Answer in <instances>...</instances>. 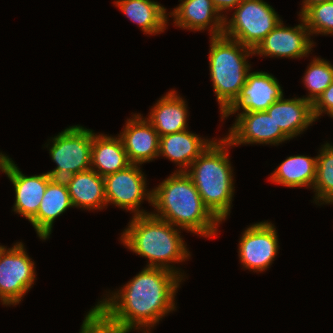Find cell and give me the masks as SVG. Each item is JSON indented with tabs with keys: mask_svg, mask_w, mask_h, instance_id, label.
Returning a JSON list of instances; mask_svg holds the SVG:
<instances>
[{
	"mask_svg": "<svg viewBox=\"0 0 333 333\" xmlns=\"http://www.w3.org/2000/svg\"><path fill=\"white\" fill-rule=\"evenodd\" d=\"M294 28L283 27L280 22L253 50L254 54L275 57L301 58L307 56L313 47L309 29L303 18Z\"/></svg>",
	"mask_w": 333,
	"mask_h": 333,
	"instance_id": "13",
	"label": "cell"
},
{
	"mask_svg": "<svg viewBox=\"0 0 333 333\" xmlns=\"http://www.w3.org/2000/svg\"><path fill=\"white\" fill-rule=\"evenodd\" d=\"M306 71L303 80L310 93L305 99L314 103L333 82V65L323 59L314 58Z\"/></svg>",
	"mask_w": 333,
	"mask_h": 333,
	"instance_id": "26",
	"label": "cell"
},
{
	"mask_svg": "<svg viewBox=\"0 0 333 333\" xmlns=\"http://www.w3.org/2000/svg\"><path fill=\"white\" fill-rule=\"evenodd\" d=\"M213 142L201 139L198 135L184 130L171 133L159 138L158 155L165 156L170 161L179 164L178 172H186V167L191 164L209 147ZM184 167L183 169L181 167Z\"/></svg>",
	"mask_w": 333,
	"mask_h": 333,
	"instance_id": "18",
	"label": "cell"
},
{
	"mask_svg": "<svg viewBox=\"0 0 333 333\" xmlns=\"http://www.w3.org/2000/svg\"><path fill=\"white\" fill-rule=\"evenodd\" d=\"M176 91H170L152 108L147 121L155 128L159 137L186 130L187 106Z\"/></svg>",
	"mask_w": 333,
	"mask_h": 333,
	"instance_id": "21",
	"label": "cell"
},
{
	"mask_svg": "<svg viewBox=\"0 0 333 333\" xmlns=\"http://www.w3.org/2000/svg\"><path fill=\"white\" fill-rule=\"evenodd\" d=\"M218 13L212 0H184L170 15H174L177 26L189 30H204L212 24L211 36H219L223 34L224 16Z\"/></svg>",
	"mask_w": 333,
	"mask_h": 333,
	"instance_id": "17",
	"label": "cell"
},
{
	"mask_svg": "<svg viewBox=\"0 0 333 333\" xmlns=\"http://www.w3.org/2000/svg\"><path fill=\"white\" fill-rule=\"evenodd\" d=\"M106 203L134 211V216L150 213L139 211L138 207L144 196L151 203V191L146 194V181L138 164H131L127 168L103 177Z\"/></svg>",
	"mask_w": 333,
	"mask_h": 333,
	"instance_id": "9",
	"label": "cell"
},
{
	"mask_svg": "<svg viewBox=\"0 0 333 333\" xmlns=\"http://www.w3.org/2000/svg\"><path fill=\"white\" fill-rule=\"evenodd\" d=\"M80 333H113V332L107 331L103 327H101L88 313L85 316V319L81 326Z\"/></svg>",
	"mask_w": 333,
	"mask_h": 333,
	"instance_id": "29",
	"label": "cell"
},
{
	"mask_svg": "<svg viewBox=\"0 0 333 333\" xmlns=\"http://www.w3.org/2000/svg\"><path fill=\"white\" fill-rule=\"evenodd\" d=\"M50 156L57 167L47 172L52 179H61L91 168L93 131L71 126L53 138Z\"/></svg>",
	"mask_w": 333,
	"mask_h": 333,
	"instance_id": "7",
	"label": "cell"
},
{
	"mask_svg": "<svg viewBox=\"0 0 333 333\" xmlns=\"http://www.w3.org/2000/svg\"><path fill=\"white\" fill-rule=\"evenodd\" d=\"M282 91L277 79L267 72L248 73L239 95L222 113V117L226 118L240 108L243 109L241 113L266 111L270 105L283 97Z\"/></svg>",
	"mask_w": 333,
	"mask_h": 333,
	"instance_id": "12",
	"label": "cell"
},
{
	"mask_svg": "<svg viewBox=\"0 0 333 333\" xmlns=\"http://www.w3.org/2000/svg\"><path fill=\"white\" fill-rule=\"evenodd\" d=\"M131 164L141 165L159 155V135L155 128L141 115L128 119L119 135Z\"/></svg>",
	"mask_w": 333,
	"mask_h": 333,
	"instance_id": "15",
	"label": "cell"
},
{
	"mask_svg": "<svg viewBox=\"0 0 333 333\" xmlns=\"http://www.w3.org/2000/svg\"><path fill=\"white\" fill-rule=\"evenodd\" d=\"M277 232L272 223L260 222L247 228L239 242V258L246 269L263 271L278 252Z\"/></svg>",
	"mask_w": 333,
	"mask_h": 333,
	"instance_id": "11",
	"label": "cell"
},
{
	"mask_svg": "<svg viewBox=\"0 0 333 333\" xmlns=\"http://www.w3.org/2000/svg\"><path fill=\"white\" fill-rule=\"evenodd\" d=\"M266 111L289 139L303 132L316 120L313 103L304 97L297 99L282 97L270 105Z\"/></svg>",
	"mask_w": 333,
	"mask_h": 333,
	"instance_id": "16",
	"label": "cell"
},
{
	"mask_svg": "<svg viewBox=\"0 0 333 333\" xmlns=\"http://www.w3.org/2000/svg\"><path fill=\"white\" fill-rule=\"evenodd\" d=\"M317 156H290L276 168L270 179L287 187H313L316 177Z\"/></svg>",
	"mask_w": 333,
	"mask_h": 333,
	"instance_id": "24",
	"label": "cell"
},
{
	"mask_svg": "<svg viewBox=\"0 0 333 333\" xmlns=\"http://www.w3.org/2000/svg\"><path fill=\"white\" fill-rule=\"evenodd\" d=\"M316 198L325 203H333V146L326 143L317 156L316 177L313 187Z\"/></svg>",
	"mask_w": 333,
	"mask_h": 333,
	"instance_id": "25",
	"label": "cell"
},
{
	"mask_svg": "<svg viewBox=\"0 0 333 333\" xmlns=\"http://www.w3.org/2000/svg\"><path fill=\"white\" fill-rule=\"evenodd\" d=\"M69 207L73 205L65 181L51 179L38 213L30 220L41 239L45 240L50 236L54 220Z\"/></svg>",
	"mask_w": 333,
	"mask_h": 333,
	"instance_id": "19",
	"label": "cell"
},
{
	"mask_svg": "<svg viewBox=\"0 0 333 333\" xmlns=\"http://www.w3.org/2000/svg\"><path fill=\"white\" fill-rule=\"evenodd\" d=\"M232 146L226 139L212 142L191 164L186 173L192 178L204 205L220 221L225 220L233 197V176L225 147Z\"/></svg>",
	"mask_w": 333,
	"mask_h": 333,
	"instance_id": "4",
	"label": "cell"
},
{
	"mask_svg": "<svg viewBox=\"0 0 333 333\" xmlns=\"http://www.w3.org/2000/svg\"><path fill=\"white\" fill-rule=\"evenodd\" d=\"M300 17L311 34H333V0L308 7Z\"/></svg>",
	"mask_w": 333,
	"mask_h": 333,
	"instance_id": "27",
	"label": "cell"
},
{
	"mask_svg": "<svg viewBox=\"0 0 333 333\" xmlns=\"http://www.w3.org/2000/svg\"><path fill=\"white\" fill-rule=\"evenodd\" d=\"M327 1H331V0H304L303 1V7L302 10L300 12V15L310 6L315 5V4H319V3H323V2H327Z\"/></svg>",
	"mask_w": 333,
	"mask_h": 333,
	"instance_id": "31",
	"label": "cell"
},
{
	"mask_svg": "<svg viewBox=\"0 0 333 333\" xmlns=\"http://www.w3.org/2000/svg\"><path fill=\"white\" fill-rule=\"evenodd\" d=\"M250 54H254L253 49L237 40L223 34L211 37L210 75L217 101L220 104L221 114L237 98L241 88L246 83L250 70L246 58Z\"/></svg>",
	"mask_w": 333,
	"mask_h": 333,
	"instance_id": "5",
	"label": "cell"
},
{
	"mask_svg": "<svg viewBox=\"0 0 333 333\" xmlns=\"http://www.w3.org/2000/svg\"><path fill=\"white\" fill-rule=\"evenodd\" d=\"M325 111L333 117V82L313 103V113L315 119H318V117Z\"/></svg>",
	"mask_w": 333,
	"mask_h": 333,
	"instance_id": "28",
	"label": "cell"
},
{
	"mask_svg": "<svg viewBox=\"0 0 333 333\" xmlns=\"http://www.w3.org/2000/svg\"><path fill=\"white\" fill-rule=\"evenodd\" d=\"M0 170L4 172L15 188L14 211L29 221L38 213L48 182L52 177L48 173L26 176L14 162L0 153Z\"/></svg>",
	"mask_w": 333,
	"mask_h": 333,
	"instance_id": "10",
	"label": "cell"
},
{
	"mask_svg": "<svg viewBox=\"0 0 333 333\" xmlns=\"http://www.w3.org/2000/svg\"><path fill=\"white\" fill-rule=\"evenodd\" d=\"M173 227L151 214L134 216L121 240L128 249L149 259L147 267L164 268L182 276L168 263L185 261L190 254Z\"/></svg>",
	"mask_w": 333,
	"mask_h": 333,
	"instance_id": "3",
	"label": "cell"
},
{
	"mask_svg": "<svg viewBox=\"0 0 333 333\" xmlns=\"http://www.w3.org/2000/svg\"><path fill=\"white\" fill-rule=\"evenodd\" d=\"M131 165L120 137L93 133L91 169L100 176L116 173ZM95 166V167H94ZM94 168H98L97 170Z\"/></svg>",
	"mask_w": 333,
	"mask_h": 333,
	"instance_id": "22",
	"label": "cell"
},
{
	"mask_svg": "<svg viewBox=\"0 0 333 333\" xmlns=\"http://www.w3.org/2000/svg\"><path fill=\"white\" fill-rule=\"evenodd\" d=\"M235 8L229 21L224 17L223 35L253 50L282 21L262 0H242Z\"/></svg>",
	"mask_w": 333,
	"mask_h": 333,
	"instance_id": "6",
	"label": "cell"
},
{
	"mask_svg": "<svg viewBox=\"0 0 333 333\" xmlns=\"http://www.w3.org/2000/svg\"><path fill=\"white\" fill-rule=\"evenodd\" d=\"M64 181L73 207L97 210L107 205L104 179L93 169L73 174Z\"/></svg>",
	"mask_w": 333,
	"mask_h": 333,
	"instance_id": "20",
	"label": "cell"
},
{
	"mask_svg": "<svg viewBox=\"0 0 333 333\" xmlns=\"http://www.w3.org/2000/svg\"><path fill=\"white\" fill-rule=\"evenodd\" d=\"M226 139L232 144H279L289 138L276 126L267 111L238 114Z\"/></svg>",
	"mask_w": 333,
	"mask_h": 333,
	"instance_id": "14",
	"label": "cell"
},
{
	"mask_svg": "<svg viewBox=\"0 0 333 333\" xmlns=\"http://www.w3.org/2000/svg\"><path fill=\"white\" fill-rule=\"evenodd\" d=\"M182 278L164 268L146 267L120 293L98 302L88 313L113 333L150 328L175 309L174 297Z\"/></svg>",
	"mask_w": 333,
	"mask_h": 333,
	"instance_id": "1",
	"label": "cell"
},
{
	"mask_svg": "<svg viewBox=\"0 0 333 333\" xmlns=\"http://www.w3.org/2000/svg\"><path fill=\"white\" fill-rule=\"evenodd\" d=\"M115 4L129 19L147 34L164 32L167 24L166 9L151 0H118Z\"/></svg>",
	"mask_w": 333,
	"mask_h": 333,
	"instance_id": "23",
	"label": "cell"
},
{
	"mask_svg": "<svg viewBox=\"0 0 333 333\" xmlns=\"http://www.w3.org/2000/svg\"><path fill=\"white\" fill-rule=\"evenodd\" d=\"M34 262L28 257L23 244L0 251V300L16 305L31 288L35 280Z\"/></svg>",
	"mask_w": 333,
	"mask_h": 333,
	"instance_id": "8",
	"label": "cell"
},
{
	"mask_svg": "<svg viewBox=\"0 0 333 333\" xmlns=\"http://www.w3.org/2000/svg\"><path fill=\"white\" fill-rule=\"evenodd\" d=\"M154 217L193 233L211 237L220 221L204 205L192 178L186 172H176L151 191Z\"/></svg>",
	"mask_w": 333,
	"mask_h": 333,
	"instance_id": "2",
	"label": "cell"
},
{
	"mask_svg": "<svg viewBox=\"0 0 333 333\" xmlns=\"http://www.w3.org/2000/svg\"><path fill=\"white\" fill-rule=\"evenodd\" d=\"M242 0H212L214 7L218 12L225 9H231L236 7Z\"/></svg>",
	"mask_w": 333,
	"mask_h": 333,
	"instance_id": "30",
	"label": "cell"
}]
</instances>
